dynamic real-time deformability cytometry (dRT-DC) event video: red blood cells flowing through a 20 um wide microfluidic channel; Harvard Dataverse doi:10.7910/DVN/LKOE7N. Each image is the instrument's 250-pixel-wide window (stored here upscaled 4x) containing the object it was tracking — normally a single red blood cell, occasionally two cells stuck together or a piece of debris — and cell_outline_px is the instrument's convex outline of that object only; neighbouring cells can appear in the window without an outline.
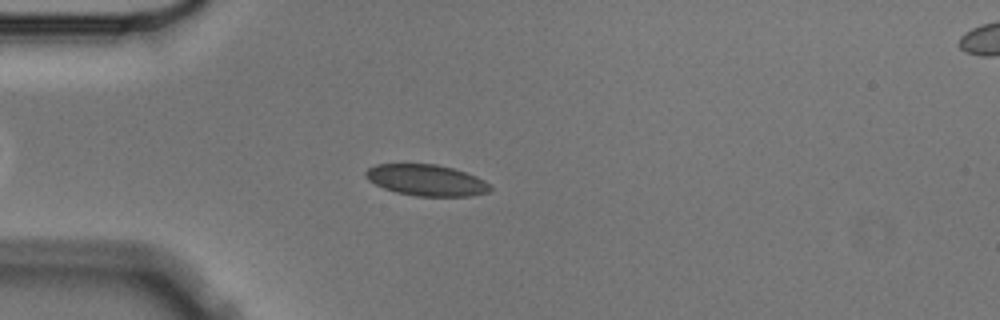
{"species": "Egyptian fruit bat (a non-hibernating species)", "species_latin": "Rousettus aegyptiacus", "temperature_condition": "cold", "stored_images_in_passage": 3, "camera_frame_rate_fps": 3000, "um_per_image_px": 0.085, "animal": {"sex": "male"}, "frame": {"image": 1, "passage_image": 3, "time_ms": 0.667, "image_size_px": [1000, 320], "cell_outline_px": [[492, 188], [488, 192], [472, 196], [416, 196], [396, 192], [384, 188], [368, 180], [364, 176], [364, 172], [368, 168], [376, 164], [436, 164], [452, 168], [476, 176], [484, 180]], "centroid_in_image_um": [36.22, 15.31], "position_along_channel_um": 48.8, "area_um2": 22.6}}